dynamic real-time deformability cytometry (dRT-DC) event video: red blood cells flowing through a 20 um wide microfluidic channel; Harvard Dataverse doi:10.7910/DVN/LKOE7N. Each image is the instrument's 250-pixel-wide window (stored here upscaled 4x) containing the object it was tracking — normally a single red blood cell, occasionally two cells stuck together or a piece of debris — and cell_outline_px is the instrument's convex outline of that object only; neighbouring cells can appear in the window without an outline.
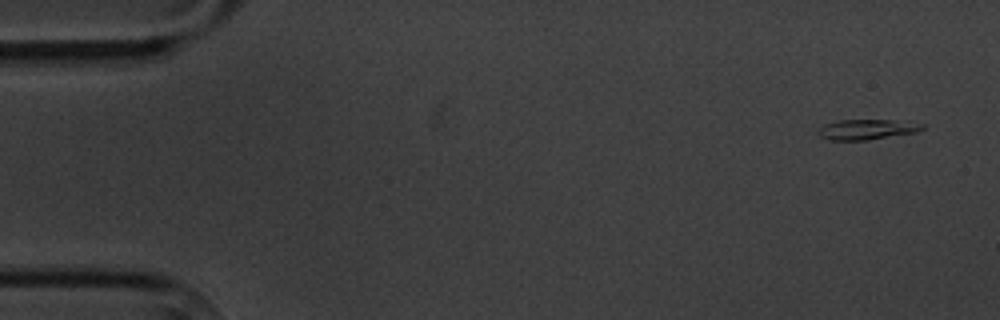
{"species": "common noctule bat (a hibernating species)", "species_latin": "Nyctalus noctula", "temperature_condition": "cold", "stored_images_in_passage": 4, "camera_frame_rate_fps": 3000, "um_per_image_px": 0.085, "animal": {"sex": "male", "body_mass_g": 20.1, "forearm_length_mm": 53.5}, "frame": {"image": 1, "passage_image": 1, "time_ms": 0.0, "image_size_px": [1000, 320], "cell_outline_px": [[924, 128], [916, 132], [868, 140], [828, 140], [820, 136], [816, 132], [824, 124], [840, 120], [892, 120], [924, 124]], "centroid_in_image_um": [73.65, 11.0], "position_along_channel_um": 11.4, "area_um2": 12.2}}